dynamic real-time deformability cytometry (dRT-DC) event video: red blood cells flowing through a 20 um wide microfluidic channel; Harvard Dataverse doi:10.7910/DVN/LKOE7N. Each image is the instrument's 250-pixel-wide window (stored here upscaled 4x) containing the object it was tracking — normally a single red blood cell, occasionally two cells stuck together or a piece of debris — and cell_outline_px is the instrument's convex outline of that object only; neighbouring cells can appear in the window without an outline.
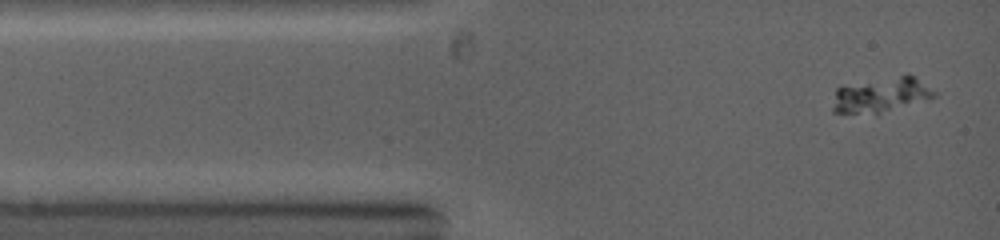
{"species": "common noctule bat (a hibernating species)", "species_latin": "Nyctalus noctula", "temperature_condition": "warm", "stored_images_in_passage": 11, "camera_frame_rate_fps": 5000, "um_per_image_px": 0.085, "animal": {"sex": "female", "body_mass_g": 19.0, "forearm_length_mm": 53.3}, "frame": {"image": 1, "passage_image": 1, "time_ms": 0.0, "image_size_px": [1000, 240], "cell_outline_px": [[936, 96], [928, 100], [876, 116], [832, 112], [832, 108], [836, 88], [908, 72], [936, 92]], "centroid_in_image_um": [74.92, 8.11], "position_along_channel_um": 10.1, "area_um2": 21.44}}